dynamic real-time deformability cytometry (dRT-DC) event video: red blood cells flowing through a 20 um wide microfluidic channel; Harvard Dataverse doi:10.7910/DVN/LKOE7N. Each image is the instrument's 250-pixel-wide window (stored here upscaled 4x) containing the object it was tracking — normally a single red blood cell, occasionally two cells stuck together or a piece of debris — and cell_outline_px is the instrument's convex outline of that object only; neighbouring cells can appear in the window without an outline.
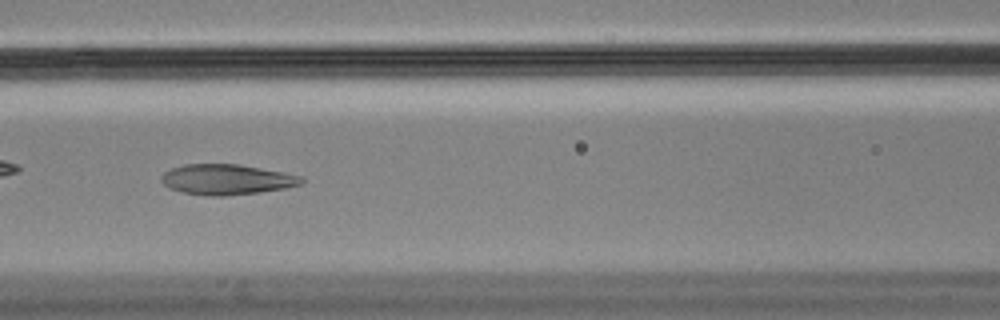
{"species": "Egyptian fruit bat (a non-hibernating species)", "species_latin": "Rousettus aegyptiacus", "temperature_condition": "cold", "stored_images_in_passage": 8, "camera_frame_rate_fps": 3000, "um_per_image_px": 0.085, "animal": {"sex": "male"}, "frame": {"image": 1, "passage_image": 5, "time_ms": 1.333, "image_size_px": [1000, 320], "cell_outline_px": [[304, 180], [300, 184], [284, 188], [260, 192], [224, 196], [208, 196], [180, 192], [164, 184], [160, 180], [160, 176], [164, 172], [172, 168], [184, 164], [240, 164], [284, 172], [304, 176]], "centroid_in_image_um": [19.27, 15.25], "position_along_channel_um": 147.3, "area_um2": 24.91}}
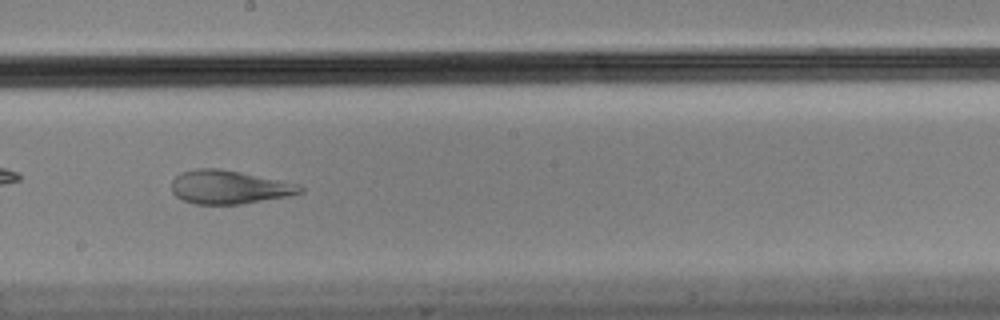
{"frame": {"image": 2, "passage_image": 7, "time_ms": 2.0, "image_size_px": [1000, 320], "cell_outline_px": [[304, 192], [288, 196], [240, 204], [196, 204], [184, 200], [176, 196], [172, 192], [172, 180], [180, 172], [196, 168], [220, 168], [300, 184], [304, 188]], "centroid_in_image_um": [19.48, 15.9], "position_along_channel_um": 228.7, "area_um2": 25.14}}
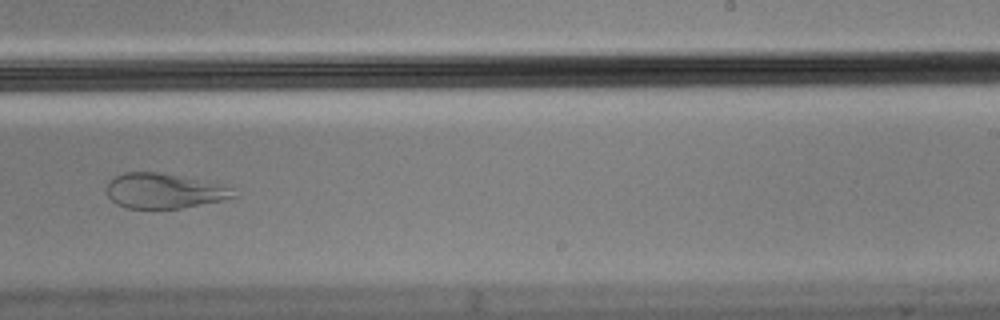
{"frame": {"image": 3, "passage_image": 8, "time_ms": 2.333, "image_size_px": [1000, 320], "cell_outline_px": [[236, 196], [224, 200], [180, 208], [128, 208], [116, 204], [108, 196], [108, 180], [112, 176], [124, 172], [156, 172], [224, 184], [232, 188]], "centroid_in_image_um": [13.93, 16.22], "position_along_channel_um": 275.1, "area_um2": 25.84}}